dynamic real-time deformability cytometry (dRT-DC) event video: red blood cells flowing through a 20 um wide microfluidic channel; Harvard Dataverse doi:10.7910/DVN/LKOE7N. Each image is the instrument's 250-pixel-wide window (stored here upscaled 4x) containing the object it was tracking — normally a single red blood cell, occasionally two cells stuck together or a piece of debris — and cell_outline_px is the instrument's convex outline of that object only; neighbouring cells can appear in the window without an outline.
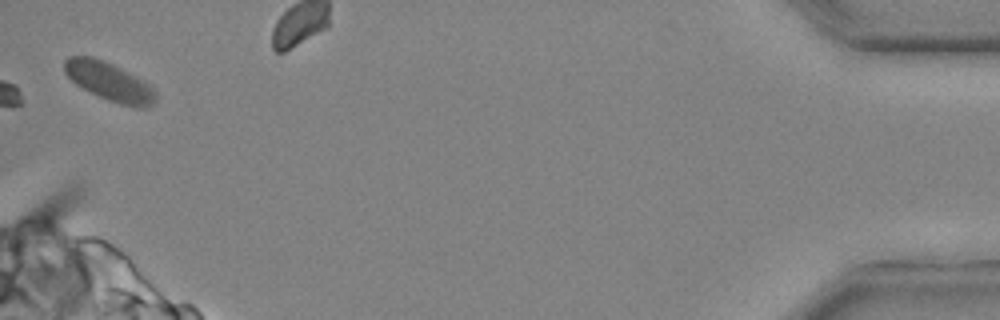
{"species": "common noctule bat (a hibernating species)", "species_latin": "Nyctalus noctula", "temperature_condition": "cold", "stored_images_in_passage": 29, "camera_frame_rate_fps": 3000, "um_per_image_px": 0.085, "animal": {"sex": "male", "body_mass_g": 20.4}, "frame": {"image": 1, "passage_image": 29, "time_ms": 9.333, "image_size_px": [1000, 320], "cell_outline_px": [[156, 100], [152, 104], [144, 108], [136, 108], [120, 104], [108, 100], [76, 84], [64, 72], [64, 60], [68, 56], [92, 56], [104, 60], [144, 80], [156, 92]], "centroid_in_image_um": [9.3, 6.92], "position_along_channel_um": 425.9, "area_um2": 20.35}}